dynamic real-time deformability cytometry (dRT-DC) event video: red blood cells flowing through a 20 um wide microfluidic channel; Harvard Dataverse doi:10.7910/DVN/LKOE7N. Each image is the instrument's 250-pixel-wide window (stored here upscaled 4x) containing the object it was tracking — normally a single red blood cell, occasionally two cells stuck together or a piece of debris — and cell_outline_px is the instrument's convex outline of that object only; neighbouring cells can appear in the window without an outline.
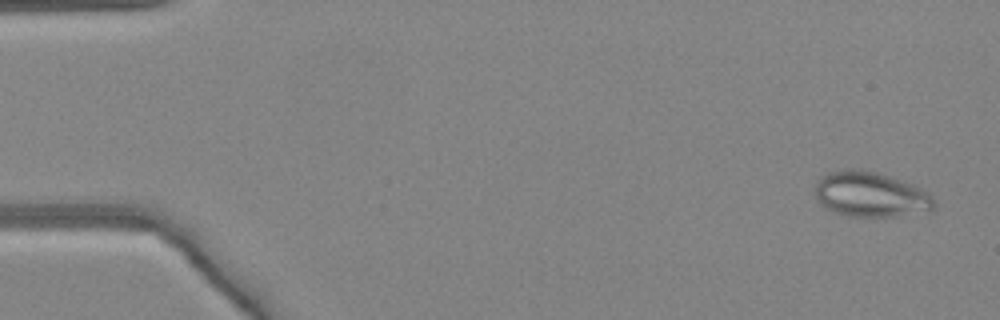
{"species": "common noctule bat (a hibernating species)", "species_latin": "Nyctalus noctula", "temperature_condition": "warm", "stored_images_in_passage": 48, "camera_frame_rate_fps": 3000, "um_per_image_px": 0.085, "animal": {"sex": "female", "body_mass_g": 24.6, "forearm_length_mm": 56.2}, "frame": {"image": 1, "passage_image": 2, "time_ms": 0.333, "image_size_px": [1000, 320], "cell_outline_px": [[936, 204], [928, 212], [896, 216], [848, 216], [824, 208], [820, 204], [816, 196], [816, 184], [820, 176], [828, 172], [844, 168], [860, 168], [876, 172], [912, 184], [928, 192], [932, 196]], "centroid_in_image_um": [73.98, 16.51], "position_along_channel_um": 11.0, "area_um2": 31.5}}
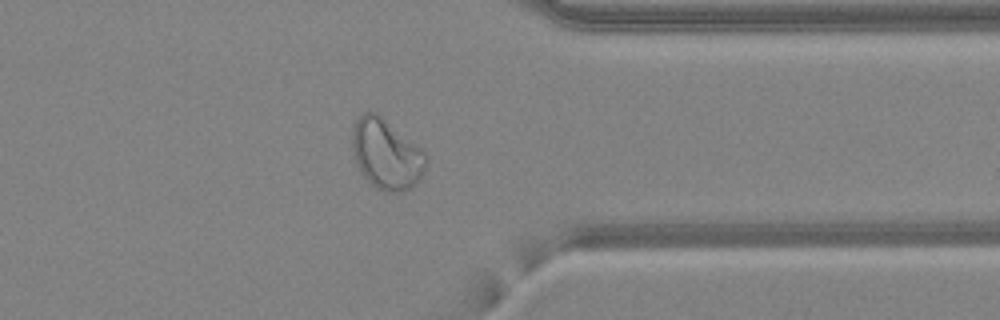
{"frame": {"image": 2, "passage_image": 38, "time_ms": 12.333, "image_size_px": [1000, 320], "cell_outline_px": [[428, 160], [424, 172], [420, 180], [416, 184], [400, 192], [388, 192], [376, 188], [360, 172], [352, 152], [352, 132], [356, 120], [364, 112], [376, 112], [420, 148], [428, 156]], "centroid_in_image_um": [32.84, 13.12], "position_along_channel_um": 378.6, "area_um2": 30.0}}
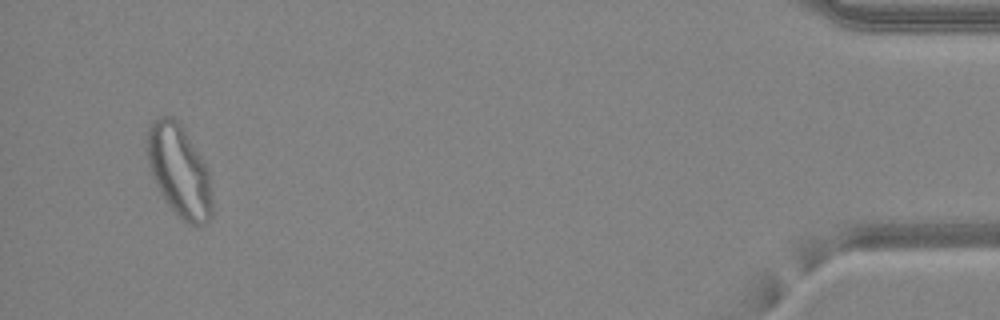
{"frame": {"image": 3, "passage_image": 46, "time_ms": 15.0, "image_size_px": [1000, 320], "cell_outline_px": [[212, 216], [200, 228], [188, 224], [164, 200], [148, 168], [148, 124], [152, 120], [164, 116], [172, 116], [180, 124], [204, 160], [208, 168], [212, 196]], "centroid_in_image_um": [15.25, 14.54], "position_along_channel_um": 419.9, "area_um2": 34.85}}